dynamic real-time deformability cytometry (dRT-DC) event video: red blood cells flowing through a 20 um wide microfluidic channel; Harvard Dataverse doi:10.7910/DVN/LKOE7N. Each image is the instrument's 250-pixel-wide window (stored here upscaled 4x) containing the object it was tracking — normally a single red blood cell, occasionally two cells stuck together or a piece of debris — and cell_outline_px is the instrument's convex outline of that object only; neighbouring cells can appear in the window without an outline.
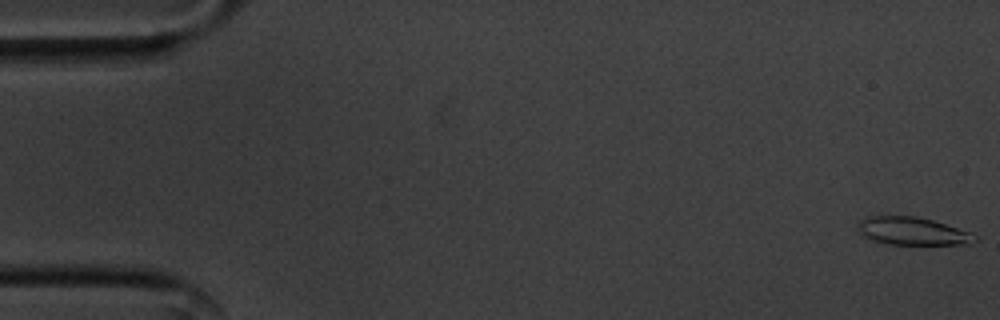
{"species": "common noctule bat (a hibernating species)", "species_latin": "Nyctalus noctula", "temperature_condition": "cold", "stored_images_in_passage": 56, "camera_frame_rate_fps": 3000, "um_per_image_px": 0.085, "animal": {"sex": "male", "body_mass_g": 20.1, "forearm_length_mm": 53.5}, "frame": {"image": 1, "passage_image": 1, "time_ms": 0.0, "image_size_px": [1000, 320], "cell_outline_px": [[976, 240], [968, 244], [876, 244], [868, 240], [860, 232], [856, 224], [860, 220], [868, 216], [916, 216], [932, 220], [968, 232], [976, 236]], "centroid_in_image_um": [77.45, 19.65], "position_along_channel_um": 7.6, "area_um2": 18.96}}
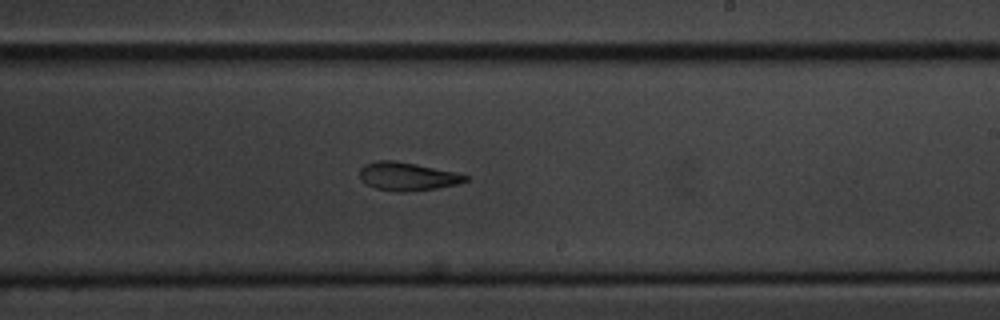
{"frame": {"image": 2, "passage_image": 33, "time_ms": 10.667, "image_size_px": [1000, 320], "cell_outline_px": [[468, 180], [456, 184], [436, 188], [408, 192], [396, 192], [376, 188], [360, 180], [360, 168], [364, 164], [376, 160], [392, 160], [416, 164], [456, 172], [468, 176]], "centroid_in_image_um": [34.6, 14.99], "position_along_channel_um": 254.4, "area_um2": 17.4}}
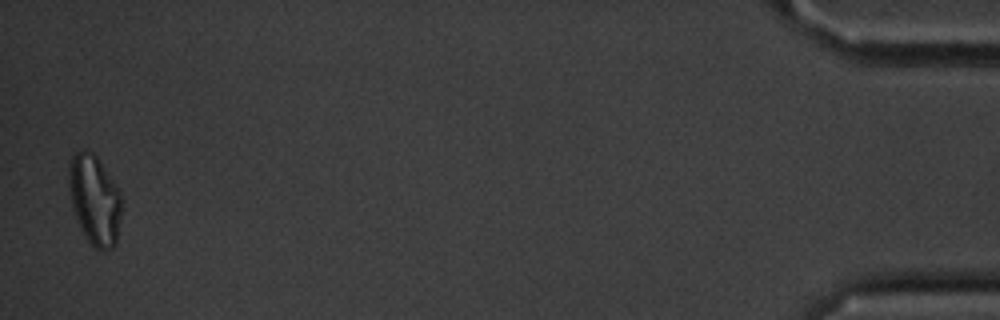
{"frame": {"image": 3, "passage_image": 55, "time_ms": 18.0, "image_size_px": [1000, 320], "cell_outline_px": [[120, 216], [116, 244], [112, 248], [96, 248], [88, 240], [76, 216], [72, 204], [68, 188], [68, 160], [76, 152], [84, 148], [92, 152], [96, 156], [120, 192]], "centroid_in_image_um": [8.01, 16.91], "position_along_channel_um": 427.2, "area_um2": 27.05}, "authors_computed_cell_mechanics": {"area_um2": 18.5827, "velocity_mm_per_s": 3.5824, "shape_relaxation_time_tau1_ms": 2.8749, "shape_relaxation_time_tau2_ms": 4.5193, "deformation_change_tau1": 0.1705, "deformation_change_tau2": 0.148}}